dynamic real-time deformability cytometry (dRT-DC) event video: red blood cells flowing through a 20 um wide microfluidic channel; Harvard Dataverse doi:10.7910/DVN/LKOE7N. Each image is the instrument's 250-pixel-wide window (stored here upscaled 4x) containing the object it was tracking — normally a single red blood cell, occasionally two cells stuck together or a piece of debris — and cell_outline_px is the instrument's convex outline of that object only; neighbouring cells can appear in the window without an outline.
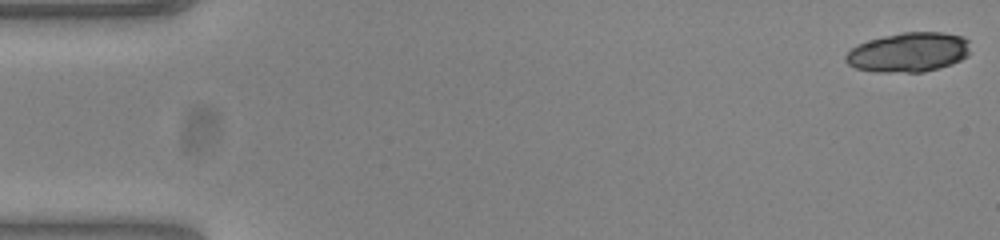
{"species": "common noctule bat (a hibernating species)", "species_latin": "Nyctalus noctula", "temperature_condition": "warm", "stored_images_in_passage": 26, "camera_frame_rate_fps": 3000, "um_per_image_px": 0.085, "animal": {"sex": "female", "body_mass_g": 23.0, "forearm_length_mm": 53.4}, "frame": {"image": 1, "passage_image": 1, "time_ms": 0.0, "image_size_px": [1000, 240], "cell_outline_px": [[968, 56], [952, 64], [940, 68], [924, 72], [876, 72], [856, 68], [848, 64], [844, 60], [844, 56], [856, 44], [868, 40], [884, 36], [904, 32], [944, 32], [960, 36], [968, 40]], "centroid_in_image_um": [77.21, 4.45], "position_along_channel_um": 7.8, "area_um2": 28.78}}